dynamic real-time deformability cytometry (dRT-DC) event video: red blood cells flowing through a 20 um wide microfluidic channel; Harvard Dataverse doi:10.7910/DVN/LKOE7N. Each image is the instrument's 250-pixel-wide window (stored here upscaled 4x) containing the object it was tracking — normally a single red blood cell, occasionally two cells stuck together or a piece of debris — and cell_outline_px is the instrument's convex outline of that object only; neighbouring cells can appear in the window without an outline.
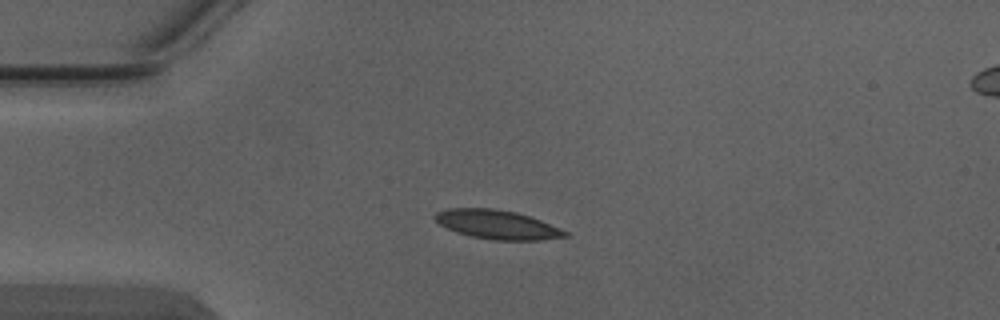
{"species": "Egyptian fruit bat (a non-hibernating species)", "species_latin": "Rousettus aegyptiacus", "temperature_condition": "warm", "stored_images_in_passage": 4, "segment_of_instrument_passage": [1, 2], "camera_frame_rate_fps": 3000, "um_per_image_px": 0.085, "animal": {"sex": "male"}, "frame": {"image": 1, "passage_image": 3, "time_ms": 0.667, "image_size_px": [1000, 320], "cell_outline_px": [[568, 236], [540, 240], [492, 240], [472, 236], [456, 232], [440, 224], [432, 216], [436, 212], [448, 208], [492, 208], [516, 212], [540, 220], [568, 232]], "centroid_in_image_um": [42.23, 19.08], "position_along_channel_um": 42.8, "area_um2": 21.79}}